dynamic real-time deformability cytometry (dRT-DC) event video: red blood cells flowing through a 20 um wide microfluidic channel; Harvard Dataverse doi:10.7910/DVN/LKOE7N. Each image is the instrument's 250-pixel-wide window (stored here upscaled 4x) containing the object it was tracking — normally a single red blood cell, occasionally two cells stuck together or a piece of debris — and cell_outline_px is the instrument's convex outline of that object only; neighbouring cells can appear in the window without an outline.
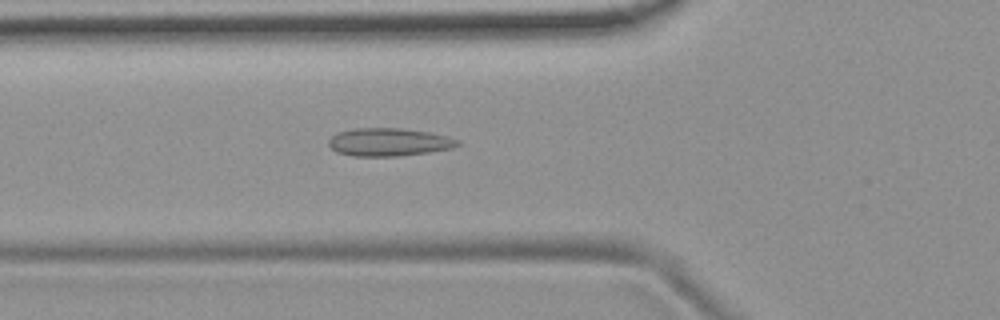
{"species": "common noctule bat (a hibernating species)", "species_latin": "Nyctalus noctula", "temperature_condition": "room temperature", "stored_images_in_passage": 51, "camera_frame_rate_fps": 3000, "um_per_image_px": 0.085, "animal": {"sex": "female", "body_mass_g": 19.9}, "frame": {"image": 1, "passage_image": 16, "time_ms": 5.0, "image_size_px": [1000, 320], "cell_outline_px": [[460, 144], [452, 148], [428, 152], [396, 156], [352, 156], [336, 152], [328, 144], [328, 140], [336, 132], [356, 128], [400, 128], [428, 132], [448, 136], [460, 140]], "centroid_in_image_um": [33.04, 12.07], "position_along_channel_um": 92.8, "area_um2": 21.04}}
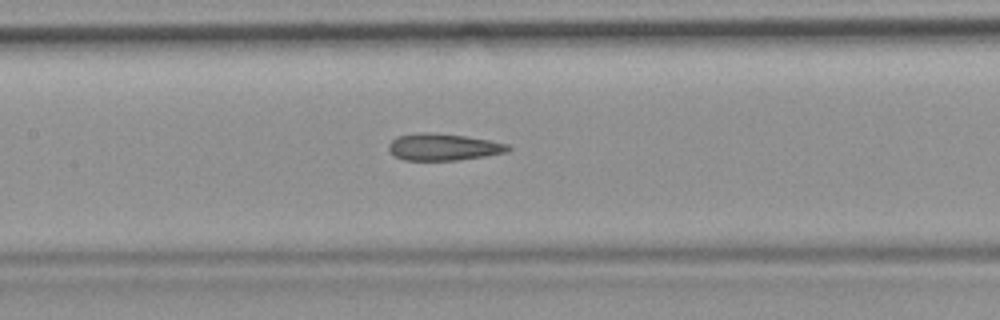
{"frame": {"image": 2, "passage_image": 22, "time_ms": 7.0, "image_size_px": [1000, 320], "cell_outline_px": [[512, 148], [508, 152], [484, 156], [456, 160], [404, 160], [396, 156], [388, 148], [388, 144], [392, 140], [400, 136], [420, 132], [428, 132], [464, 136], [488, 140], [508, 144]], "centroid_in_image_um": [37.7, 12.5], "position_along_channel_um": 169.7, "area_um2": 18.44}}
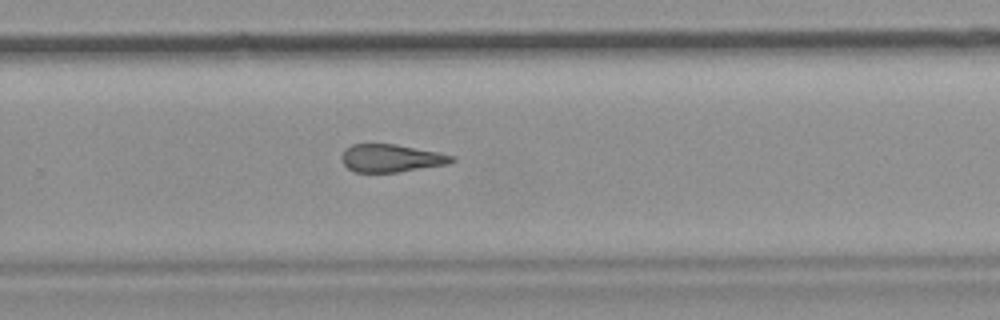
{"frame": {"image": 3, "passage_image": 32, "time_ms": 10.333, "image_size_px": [1000, 320], "cell_outline_px": [[456, 160], [448, 164], [396, 172], [356, 172], [348, 168], [344, 164], [340, 156], [352, 144], [396, 144], [456, 156]], "centroid_in_image_um": [33.27, 13.44], "position_along_channel_um": 296.5, "area_um2": 17.63}, "authors_computed_cell_mechanics": {"area_um2": 19.1318, "velocity_mm_per_s": 3.8285, "shape_relaxation_time_tau1_ms": null, "shape_relaxation_time_tau2_ms": 5.1213, "deformation_change_tau1": null, "deformation_change_tau2": 0.1401}}